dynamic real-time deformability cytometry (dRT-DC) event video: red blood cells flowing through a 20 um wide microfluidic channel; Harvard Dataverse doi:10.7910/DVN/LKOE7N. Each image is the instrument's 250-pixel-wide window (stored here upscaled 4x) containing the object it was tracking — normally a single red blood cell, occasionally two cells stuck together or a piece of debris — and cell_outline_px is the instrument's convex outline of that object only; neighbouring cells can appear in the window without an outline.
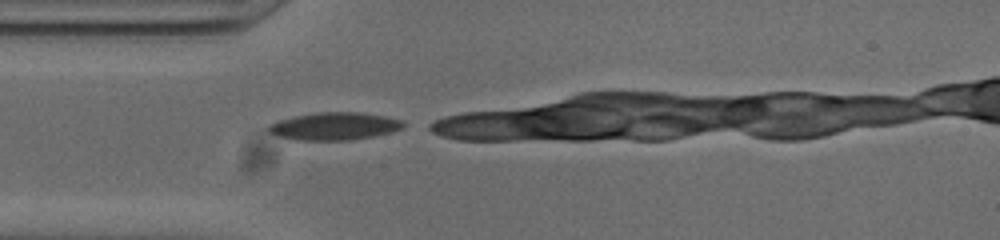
{"species": "common noctule bat (a hibernating species)", "species_latin": "Nyctalus noctula", "temperature_condition": "cold", "stored_images_in_passage": 4, "camera_frame_rate_fps": 3000, "um_per_image_px": 0.085, "animal": {"sex": "male", "body_mass_g": 20.0, "forearm_length_mm": 53.3}, "frame": {"image": 1, "passage_image": 1, "time_ms": 0.0, "image_size_px": [1000, 240], "cell_outline_px": [[412, 124], [404, 128], [392, 132], [352, 140], [296, 140], [280, 136], [268, 132], [268, 124], [276, 120], [292, 116], [316, 112], [364, 112], [404, 120]], "centroid_in_image_um": [28.48, 10.71], "position_along_channel_um": 56.5, "area_um2": 22.2}}